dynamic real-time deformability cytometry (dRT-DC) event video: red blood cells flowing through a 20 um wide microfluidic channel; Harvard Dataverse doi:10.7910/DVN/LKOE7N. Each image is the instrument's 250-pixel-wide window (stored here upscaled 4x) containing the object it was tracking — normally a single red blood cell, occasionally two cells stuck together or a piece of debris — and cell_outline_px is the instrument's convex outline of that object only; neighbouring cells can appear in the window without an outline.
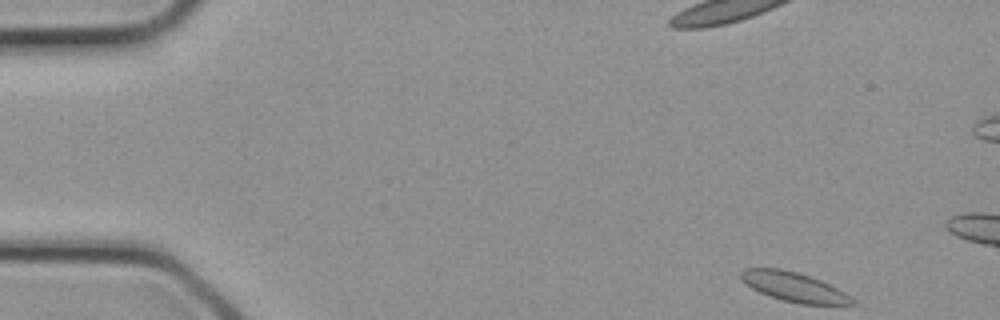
{"species": "common noctule bat (a hibernating species)", "species_latin": "Nyctalus noctula", "temperature_condition": "cold", "stored_images_in_passage": 8, "camera_frame_rate_fps": 3000, "um_per_image_px": 0.085, "animal": {"sex": "female", "body_mass_g": 21.9}, "frame": {"image": 1, "passage_image": 1, "time_ms": 0.0, "image_size_px": [1000, 320], "cell_outline_px": [[856, 304], [800, 304], [784, 300], [760, 292], [752, 288], [740, 280], [740, 272], [744, 268], [780, 268], [812, 276], [844, 292], [856, 300]], "centroid_in_image_um": [67.46, 24.37], "position_along_channel_um": 17.5, "area_um2": 18.9}}